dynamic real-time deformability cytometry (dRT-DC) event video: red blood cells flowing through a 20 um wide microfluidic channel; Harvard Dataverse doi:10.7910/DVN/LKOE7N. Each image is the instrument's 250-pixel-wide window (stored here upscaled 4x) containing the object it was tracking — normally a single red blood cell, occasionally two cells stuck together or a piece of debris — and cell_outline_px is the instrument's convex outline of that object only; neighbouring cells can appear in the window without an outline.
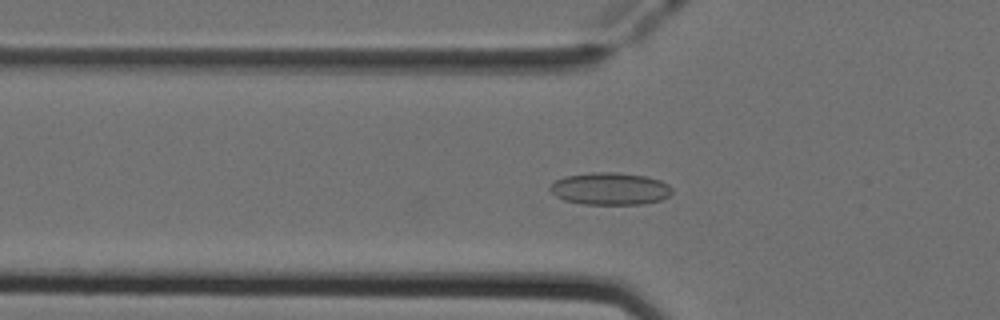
{"species": "Egyptian fruit bat (a non-hibernating species)", "species_latin": "Rousettus aegyptiacus", "temperature_condition": "cold", "stored_images_in_passage": 51, "camera_frame_rate_fps": 3000, "um_per_image_px": 0.085, "animal": {"sex": "female"}, "frame": {"image": 1, "passage_image": 17, "time_ms": 5.333, "image_size_px": [1000, 320], "cell_outline_px": [[672, 192], [668, 196], [660, 200], [644, 204], [584, 204], [564, 200], [556, 196], [548, 188], [556, 180], [564, 176], [592, 172], [616, 172], [644, 176], [660, 180], [668, 184], [672, 188]], "centroid_in_image_um": [51.85, 16.04], "position_along_channel_um": 73.9, "area_um2": 22.95}}
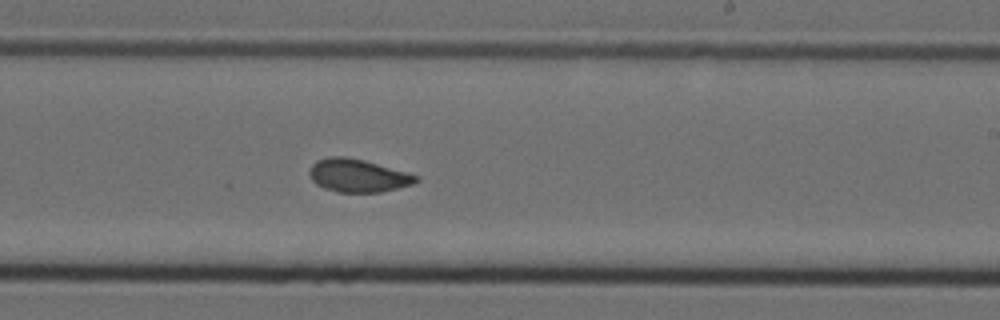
{"frame": {"image": 2, "passage_image": 31, "time_ms": 10.0, "image_size_px": [1000, 320], "cell_outline_px": [[420, 180], [412, 184], [380, 192], [336, 192], [324, 188], [316, 184], [312, 180], [308, 172], [312, 164], [316, 160], [328, 156], [344, 156], [364, 160], [408, 172], [420, 176]], "centroid_in_image_um": [30.41, 14.91], "position_along_channel_um": 258.6, "area_um2": 20.63}}
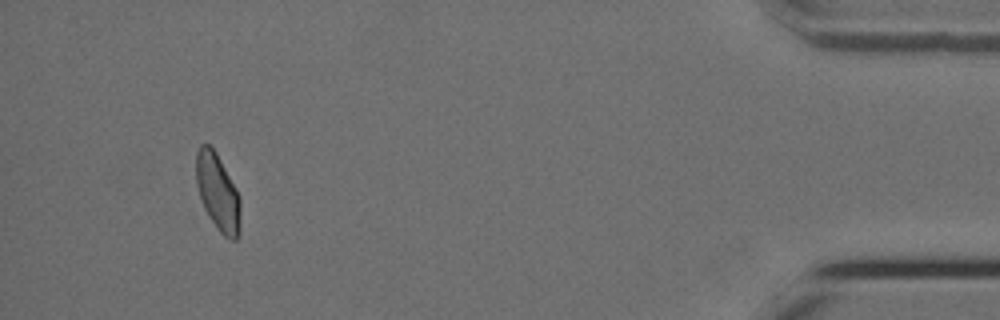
{"frame": {"image": 3, "passage_image": 48, "time_ms": 15.667, "image_size_px": [1000, 320], "cell_outline_px": [[240, 232], [236, 240], [232, 240], [224, 236], [216, 228], [208, 216], [204, 208], [196, 184], [196, 152], [200, 144], [208, 144], [216, 152], [236, 188], [240, 196]], "centroid_in_image_um": [18.51, 16.36], "position_along_channel_um": 416.7, "area_um2": 19.94}, "authors_computed_cell_mechanics": {"area_um2": 20.6346, "velocity_mm_per_s": 3.9559, "shape_relaxation_time_tau1_ms": null, "shape_relaxation_time_tau2_ms": 1.3227, "deformation_change_tau1": null, "deformation_change_tau2": 0.0453}}